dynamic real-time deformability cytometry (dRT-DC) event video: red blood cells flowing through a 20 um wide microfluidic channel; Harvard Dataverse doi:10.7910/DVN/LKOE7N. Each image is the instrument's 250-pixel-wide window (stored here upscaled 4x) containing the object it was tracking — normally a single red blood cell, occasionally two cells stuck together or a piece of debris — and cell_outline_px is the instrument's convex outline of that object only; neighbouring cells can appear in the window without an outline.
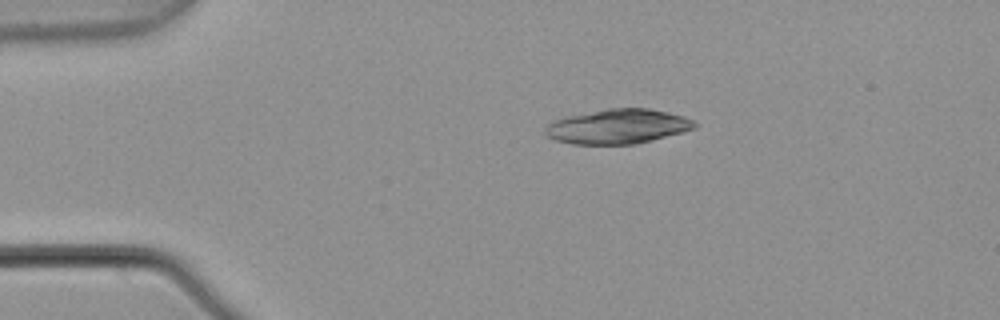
{"species": "common noctule bat (a hibernating species)", "species_latin": "Nyctalus noctula", "temperature_condition": "warm", "stored_images_in_passage": 6, "camera_frame_rate_fps": 3000, "um_per_image_px": 0.085, "animal": {"sex": "male", "body_mass_g": 21.5, "forearm_length_mm": 52.0}, "frame": {"image": 1, "passage_image": 3, "time_ms": 0.667, "image_size_px": [1000, 320], "cell_outline_px": [[696, 128], [684, 132], [636, 144], [572, 144], [556, 140], [548, 136], [544, 132], [544, 128], [552, 120], [568, 116], [608, 108], [648, 108], [668, 112], [684, 116], [692, 120], [696, 124]], "centroid_in_image_um": [52.51, 10.75], "position_along_channel_um": 32.5, "area_um2": 30.17}}